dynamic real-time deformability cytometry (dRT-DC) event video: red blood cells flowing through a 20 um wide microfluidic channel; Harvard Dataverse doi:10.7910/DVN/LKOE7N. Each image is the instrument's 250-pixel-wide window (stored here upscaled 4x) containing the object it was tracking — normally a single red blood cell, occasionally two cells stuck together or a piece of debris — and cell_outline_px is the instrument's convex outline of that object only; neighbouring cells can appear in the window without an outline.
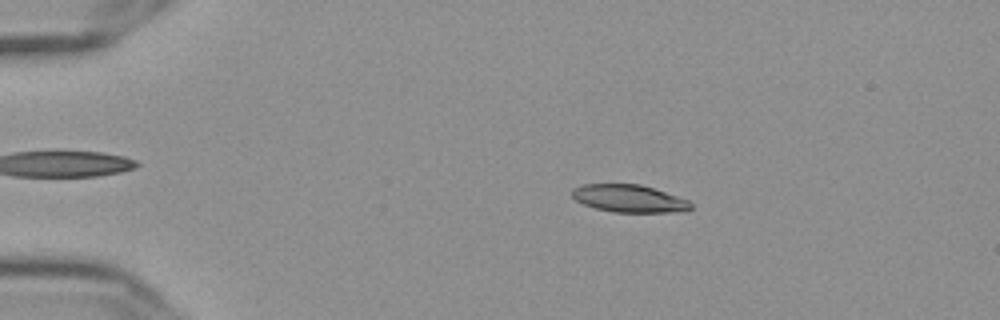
{"species": "Egyptian fruit bat (a non-hibernating species)", "species_latin": "Rousettus aegyptiacus", "temperature_condition": "cold", "stored_images_in_passage": 52, "camera_frame_rate_fps": 3000, "um_per_image_px": 0.085, "frame": {"image": 1, "passage_image": 7, "time_ms": 2.0, "image_size_px": [1000, 320], "cell_outline_px": [[692, 208], [684, 212], [612, 212], [596, 208], [584, 204], [576, 200], [572, 196], [572, 188], [584, 184], [640, 184], [688, 200], [692, 204]], "centroid_in_image_um": [53.47, 16.88], "position_along_channel_um": 31.5, "area_um2": 18.96}}
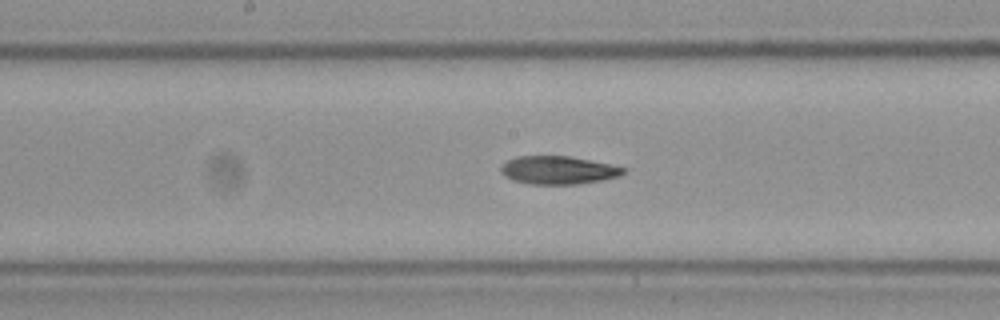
{"frame": {"image": 2, "passage_image": 26, "time_ms": 8.333, "image_size_px": [1000, 320], "cell_outline_px": [[624, 172], [620, 176], [604, 180], [576, 184], [532, 184], [512, 180], [504, 176], [500, 172], [500, 168], [508, 160], [516, 156], [572, 156], [608, 164], [624, 168]], "centroid_in_image_um": [47.42, 14.46], "position_along_channel_um": 200.8, "area_um2": 20.0}}
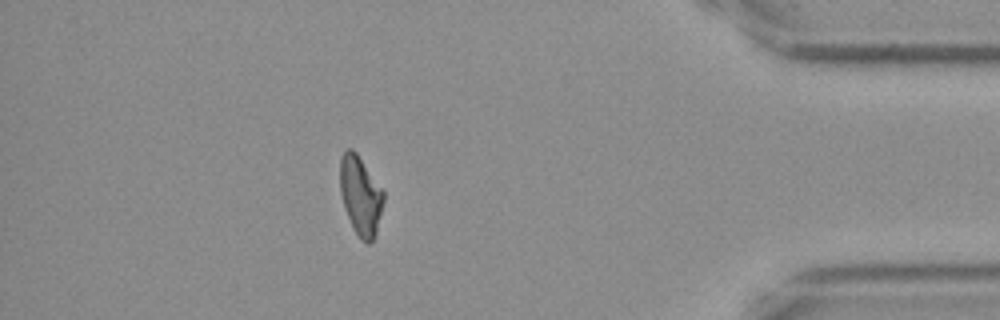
{"frame": {"image": 3, "passage_image": 46, "time_ms": 15.0, "image_size_px": [1000, 320], "cell_outline_px": [[384, 200], [376, 232], [372, 240], [368, 244], [360, 240], [352, 228], [344, 208], [340, 192], [340, 156], [348, 148], [352, 148], [356, 152], [384, 192]], "centroid_in_image_um": [30.62, 16.64], "position_along_channel_um": 404.6, "area_um2": 20.0}, "authors_computed_cell_mechanics": {"area_um2": 19.9988, "velocity_mm_per_s": 3.6365, "shape_relaxation_time_tau1_ms": 7.6044, "shape_relaxation_time_tau2_ms": 6.8028, "deformation_change_tau1": 0.2103, "deformation_change_tau2": 0.1548}}